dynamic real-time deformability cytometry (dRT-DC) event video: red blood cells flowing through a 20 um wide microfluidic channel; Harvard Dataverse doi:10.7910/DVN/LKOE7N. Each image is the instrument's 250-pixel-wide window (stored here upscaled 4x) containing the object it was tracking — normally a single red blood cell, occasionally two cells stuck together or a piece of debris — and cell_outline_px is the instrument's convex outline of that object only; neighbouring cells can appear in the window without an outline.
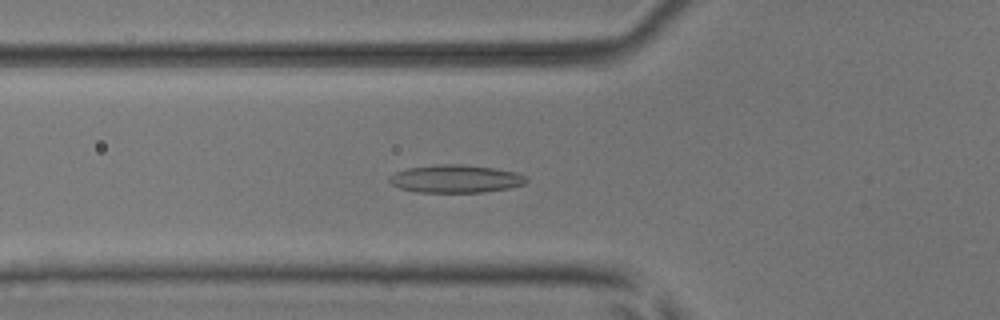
{"species": "common noctule bat (a hibernating species)", "species_latin": "Nyctalus noctula", "temperature_condition": "room temperature", "stored_images_in_passage": 42, "camera_frame_rate_fps": 3000, "um_per_image_px": 0.085, "animal": {"sex": "male", "body_mass_g": 17.9, "forearm_length_mm": 54.2}, "frame": {"image": 1, "passage_image": 19, "time_ms": 6.0, "image_size_px": [1000, 320], "cell_outline_px": [[528, 180], [524, 184], [508, 188], [484, 192], [416, 192], [400, 188], [392, 184], [388, 180], [388, 176], [396, 172], [408, 168], [440, 164], [464, 164], [492, 168], [516, 172], [524, 176]], "centroid_in_image_um": [38.71, 15.2], "position_along_channel_um": 87.1, "area_um2": 22.14}}
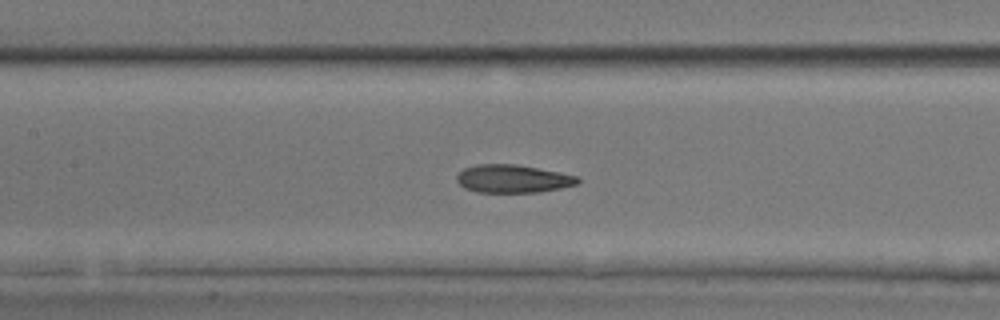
{"frame": {"image": 2, "passage_image": 25, "time_ms": 8.0, "image_size_px": [1000, 320], "cell_outline_px": [[580, 180], [576, 184], [560, 188], [540, 192], [476, 192], [464, 188], [456, 180], [456, 176], [464, 168], [476, 164], [516, 164], [560, 172], [576, 176]], "centroid_in_image_um": [43.56, 15.19], "position_along_channel_um": 163.8, "area_um2": 19.71}}
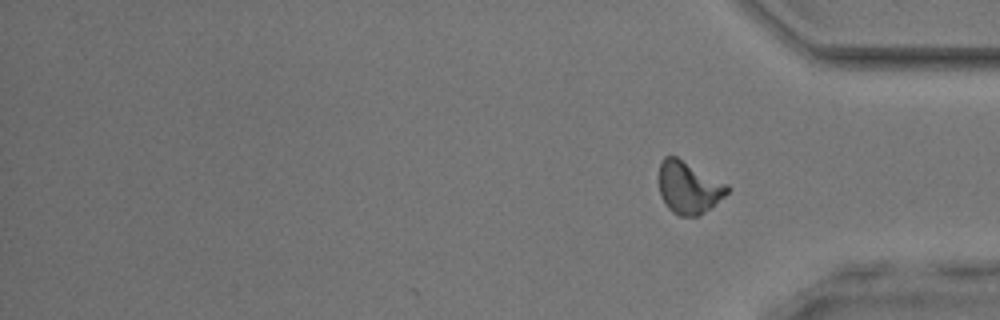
{"frame": {"image": 3, "passage_image": 42, "time_ms": 13.667, "image_size_px": [1000, 320], "cell_outline_px": [[728, 192], [724, 196], [700, 216], [680, 216], [672, 212], [664, 204], [660, 196], [660, 160], [664, 156], [676, 156], [728, 184]], "centroid_in_image_um": [58.52, 15.94], "position_along_channel_um": 376.7, "area_um2": 20.75}, "authors_computed_cell_mechanics": {"area_um2": 20.9814, "velocity_mm_per_s": 3.8234, "shape_relaxation_time_tau1_ms": 11.1699, "shape_relaxation_time_tau2_ms": 0.901, "deformation_change_tau1": 0.272, "deformation_change_tau2": 0.0739}}